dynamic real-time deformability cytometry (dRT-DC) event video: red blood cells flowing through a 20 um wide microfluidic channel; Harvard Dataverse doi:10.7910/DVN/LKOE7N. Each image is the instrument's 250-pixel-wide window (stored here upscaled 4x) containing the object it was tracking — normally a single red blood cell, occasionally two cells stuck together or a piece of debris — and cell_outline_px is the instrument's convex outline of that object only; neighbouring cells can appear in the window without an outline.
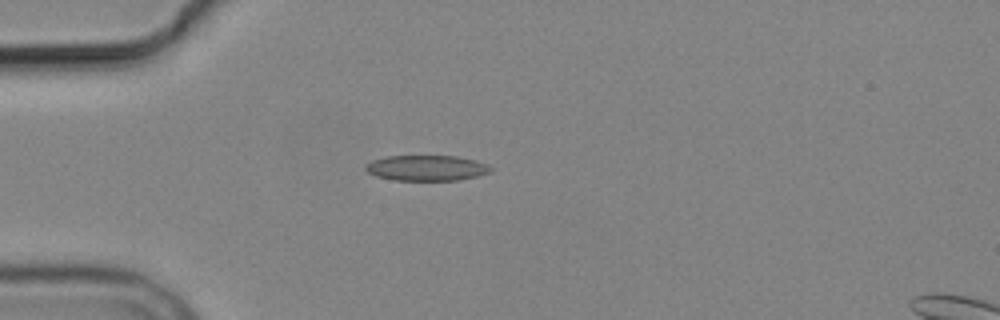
{"species": "common noctule bat (a hibernating species)", "species_latin": "Nyctalus noctula", "temperature_condition": "cold", "stored_images_in_passage": 3, "camera_frame_rate_fps": 3000, "um_per_image_px": 0.085, "animal": {"sex": "male", "body_mass_g": 19.2, "forearm_length_mm": 51.8}, "frame": {"image": 1, "passage_image": 1, "time_ms": 0.0, "image_size_px": [1000, 320], "cell_outline_px": [[492, 168], [488, 172], [476, 176], [456, 180], [396, 180], [376, 176], [368, 172], [364, 168], [372, 160], [388, 156], [456, 156], [476, 160], [488, 164]], "centroid_in_image_um": [36.26, 14.27], "position_along_channel_um": 48.7, "area_um2": 18.38}}